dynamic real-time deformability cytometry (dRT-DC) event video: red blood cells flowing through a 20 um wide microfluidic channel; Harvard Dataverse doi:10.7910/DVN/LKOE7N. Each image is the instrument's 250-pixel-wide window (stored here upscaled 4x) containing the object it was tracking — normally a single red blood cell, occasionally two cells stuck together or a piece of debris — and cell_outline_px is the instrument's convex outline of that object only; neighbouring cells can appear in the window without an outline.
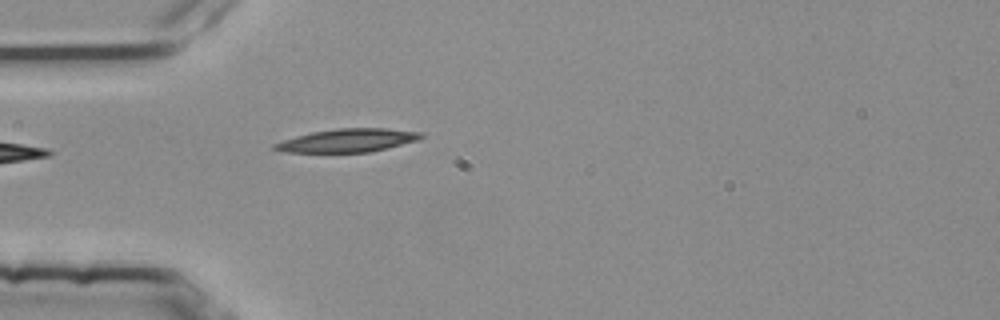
{"species": "common noctule bat (a hibernating species)", "species_latin": "Nyctalus noctula", "temperature_condition": "room temperature", "stored_images_in_passage": 1, "camera_frame_rate_fps": 3000, "um_per_image_px": 0.085, "animal": {"sex": "female", "body_mass_g": 25.1}, "frame": {"image": 1, "passage_image": 1, "time_ms": 0.0, "image_size_px": [1000, 320], "cell_outline_px": [[424, 136], [420, 140], [368, 152], [284, 152], [272, 148], [272, 144], [296, 136], [312, 132], [336, 128], [384, 128], [424, 132]], "centroid_in_image_um": [29.58, 11.93], "position_along_channel_um": 55.4, "area_um2": 19.83}}